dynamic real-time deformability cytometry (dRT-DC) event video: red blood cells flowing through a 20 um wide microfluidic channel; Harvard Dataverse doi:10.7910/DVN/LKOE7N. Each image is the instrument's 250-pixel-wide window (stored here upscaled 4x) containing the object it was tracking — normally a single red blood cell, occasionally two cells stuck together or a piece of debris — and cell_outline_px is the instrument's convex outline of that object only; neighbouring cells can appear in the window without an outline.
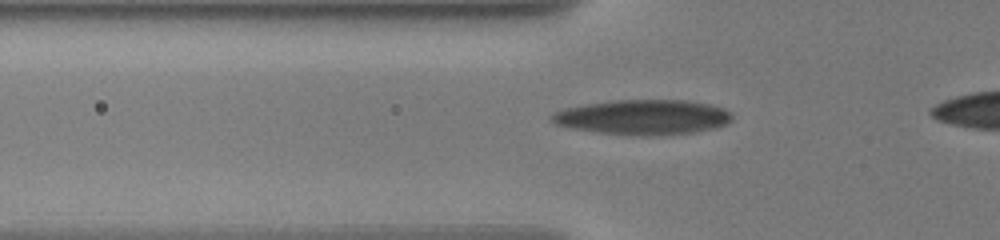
{"species": "human", "species_latin": "Homo sapiens", "temperature_condition": "warm", "stored_images_in_passage": 38, "camera_frame_rate_fps": 3000, "um_per_image_px": 0.085, "donor": {"sex": "male"}, "frame": {"image": 1, "passage_image": 10, "time_ms": 3.0, "image_size_px": [1000, 240], "cell_outline_px": [[732, 120], [728, 124], [716, 128], [692, 132], [652, 136], [640, 136], [596, 132], [572, 128], [556, 124], [548, 120], [548, 116], [564, 108], [588, 104], [616, 100], [688, 100], [708, 104], [724, 108], [732, 112]], "centroid_in_image_um": [54.68, 9.96], "position_along_channel_um": 71.1, "area_um2": 36.93}}
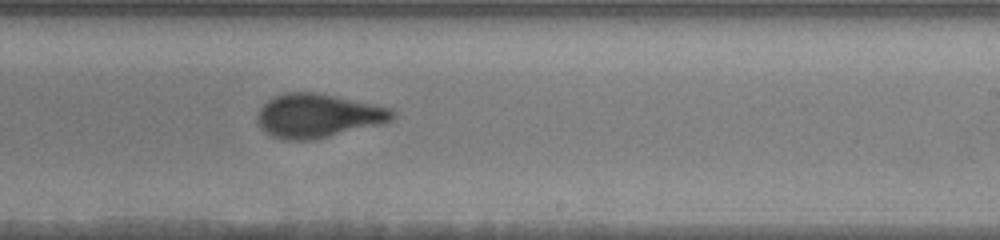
{"frame": {"image": 2, "passage_image": 23, "time_ms": 8.333, "image_size_px": [1000, 240], "cell_outline_px": [[396, 116], [392, 120], [384, 124], [312, 140], [284, 140], [272, 136], [264, 132], [260, 128], [256, 116], [260, 108], [268, 100], [276, 96], [288, 92], [316, 92], [392, 108], [396, 112]], "centroid_in_image_um": [27.05, 9.85], "position_along_channel_um": 262.0, "area_um2": 34.68}}
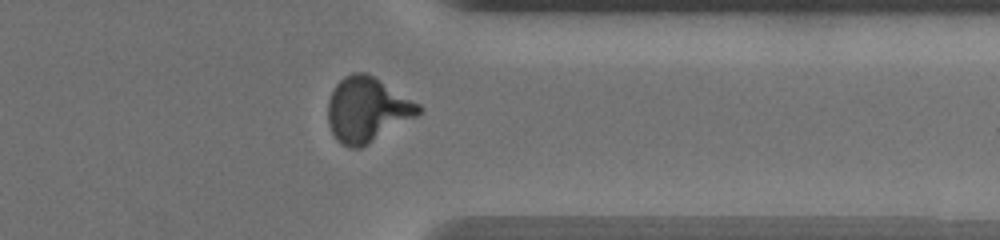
{"frame": {"image": 3, "passage_image": 33, "time_ms": 11.667, "image_size_px": [1000, 240], "cell_outline_px": [[424, 108], [416, 116], [368, 144], [360, 148], [348, 148], [336, 140], [328, 124], [328, 100], [336, 84], [344, 76], [352, 72], [364, 72], [372, 76], [420, 104]], "centroid_in_image_um": [31.18, 9.33], "position_along_channel_um": 380.2, "area_um2": 33.93}}